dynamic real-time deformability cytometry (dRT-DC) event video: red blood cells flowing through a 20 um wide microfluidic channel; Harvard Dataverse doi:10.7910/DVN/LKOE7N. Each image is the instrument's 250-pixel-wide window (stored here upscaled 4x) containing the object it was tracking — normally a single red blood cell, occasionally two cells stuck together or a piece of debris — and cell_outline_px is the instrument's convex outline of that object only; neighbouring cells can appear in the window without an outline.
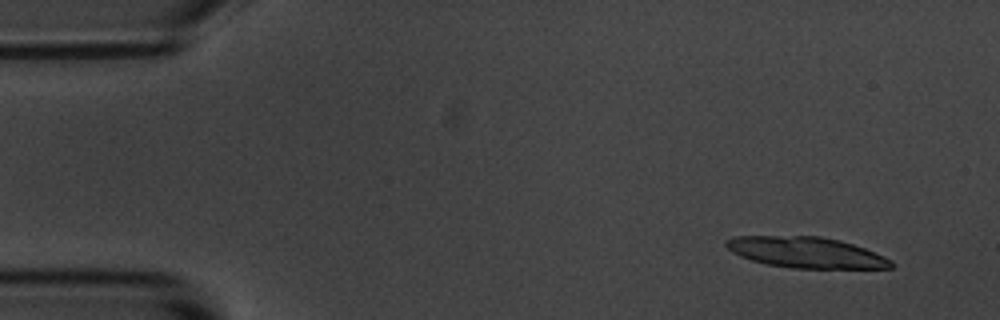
{"species": "common noctule bat (a hibernating species)", "species_latin": "Nyctalus noctula", "temperature_condition": "room temperature", "stored_images_in_passage": 4, "camera_frame_rate_fps": 3000, "um_per_image_px": 0.085, "animal": {"sex": "male", "body_mass_g": 20.1, "forearm_length_mm": 53.5}, "frame": {"image": 1, "passage_image": 1, "time_ms": 0.0, "image_size_px": [1000, 320], "cell_outline_px": [[896, 264], [892, 268], [792, 268], [768, 264], [752, 260], [740, 256], [732, 252], [724, 244], [724, 240], [736, 236], [820, 236], [840, 240], [864, 248], [884, 256], [892, 260]], "centroid_in_image_um": [68.53, 21.45], "position_along_channel_um": 16.5, "area_um2": 29.65}}